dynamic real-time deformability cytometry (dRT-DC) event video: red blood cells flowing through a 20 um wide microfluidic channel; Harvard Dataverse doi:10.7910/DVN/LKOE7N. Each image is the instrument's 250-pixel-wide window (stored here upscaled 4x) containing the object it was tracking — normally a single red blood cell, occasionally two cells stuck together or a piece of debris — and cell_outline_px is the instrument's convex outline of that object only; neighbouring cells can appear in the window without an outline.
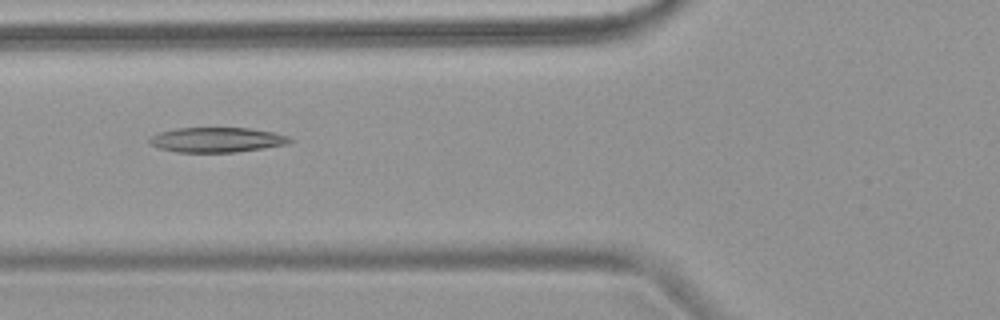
{"species": "common noctule bat (a hibernating species)", "species_latin": "Nyctalus noctula", "temperature_condition": "warm", "stored_images_in_passage": 7, "camera_frame_rate_fps": 3000, "um_per_image_px": 0.085, "animal": {"sex": "female", "body_mass_g": 18.4}, "frame": {"image": 1, "passage_image": 6, "time_ms": 6.0, "image_size_px": [1000, 320], "cell_outline_px": [[292, 140], [288, 144], [236, 152], [176, 152], [160, 148], [148, 144], [148, 140], [152, 136], [160, 132], [176, 128], [252, 128], [272, 132], [288, 136]], "centroid_in_image_um": [18.41, 11.88], "position_along_channel_um": 107.4, "area_um2": 20.29}}
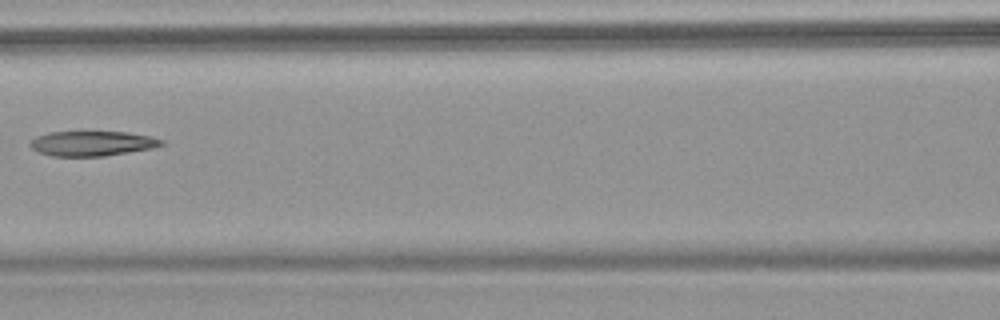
{"frame": {"image": 2, "passage_image": 7, "time_ms": 7.333, "image_size_px": [1000, 320], "cell_outline_px": [[164, 144], [152, 148], [104, 156], [52, 156], [40, 152], [32, 148], [28, 144], [36, 136], [48, 132], [128, 132], [152, 136], [164, 140]], "centroid_in_image_um": [7.85, 12.19], "position_along_channel_um": 158.8, "area_um2": 19.02}}